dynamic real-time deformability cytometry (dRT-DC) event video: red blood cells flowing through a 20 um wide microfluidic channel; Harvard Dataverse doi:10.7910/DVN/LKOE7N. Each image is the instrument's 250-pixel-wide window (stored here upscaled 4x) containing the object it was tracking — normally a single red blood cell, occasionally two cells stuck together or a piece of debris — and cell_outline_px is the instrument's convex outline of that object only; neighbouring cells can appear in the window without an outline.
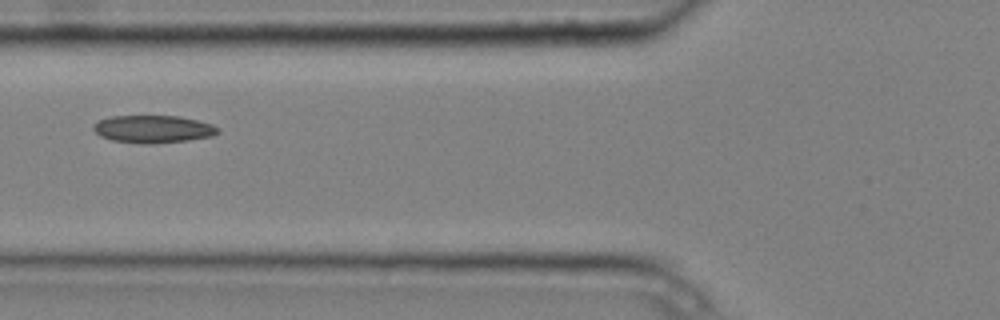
{"species": "common noctule bat (a hibernating species)", "species_latin": "Nyctalus noctula", "temperature_condition": "cold", "stored_images_in_passage": 9, "camera_frame_rate_fps": 3000, "um_per_image_px": 0.085, "animal": {"sex": "male", "body_mass_g": 20.4}, "frame": {"image": 1, "passage_image": 6, "time_ms": 1.667, "image_size_px": [1000, 320], "cell_outline_px": [[220, 132], [212, 136], [188, 140], [152, 144], [144, 144], [112, 140], [100, 136], [92, 128], [100, 120], [112, 116], [180, 116], [212, 124], [220, 128]], "centroid_in_image_um": [13.05, 10.97], "position_along_channel_um": 112.7, "area_um2": 19.94}}
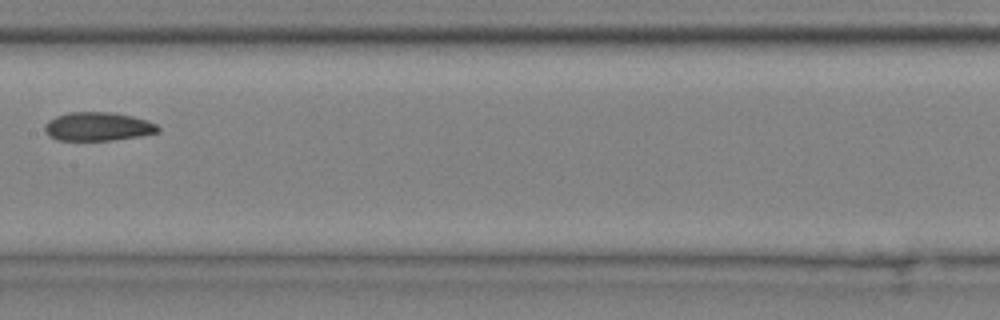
{"frame": {"image": 2, "passage_image": 8, "time_ms": 2.333, "image_size_px": [1000, 320], "cell_outline_px": [[160, 132], [140, 136], [112, 140], [56, 140], [48, 136], [44, 132], [44, 124], [48, 120], [56, 116], [68, 112], [112, 112], [132, 116], [148, 120], [156, 124], [160, 128]], "centroid_in_image_um": [8.3, 10.75], "position_along_channel_um": 199.1, "area_um2": 19.13}}
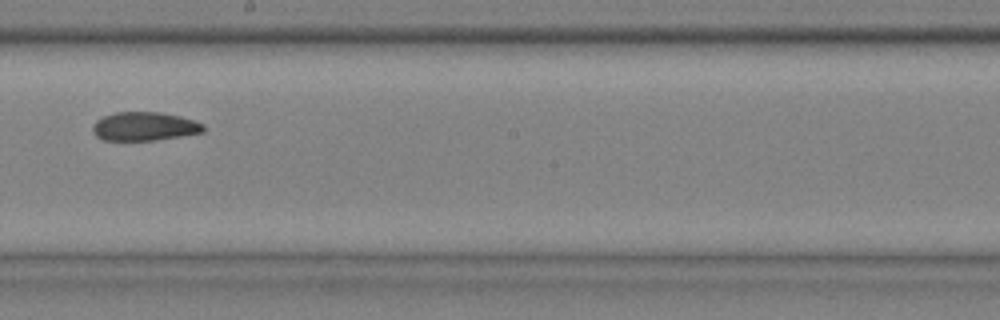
{"frame": {"image": 3, "passage_image": 9, "time_ms": 2.667, "image_size_px": [1000, 320], "cell_outline_px": [[204, 132], [156, 140], [104, 140], [96, 136], [92, 132], [92, 124], [96, 120], [104, 116], [116, 112], [160, 112], [180, 116], [204, 124]], "centroid_in_image_um": [12.25, 10.74], "position_along_channel_um": 236.0, "area_um2": 18.5}}